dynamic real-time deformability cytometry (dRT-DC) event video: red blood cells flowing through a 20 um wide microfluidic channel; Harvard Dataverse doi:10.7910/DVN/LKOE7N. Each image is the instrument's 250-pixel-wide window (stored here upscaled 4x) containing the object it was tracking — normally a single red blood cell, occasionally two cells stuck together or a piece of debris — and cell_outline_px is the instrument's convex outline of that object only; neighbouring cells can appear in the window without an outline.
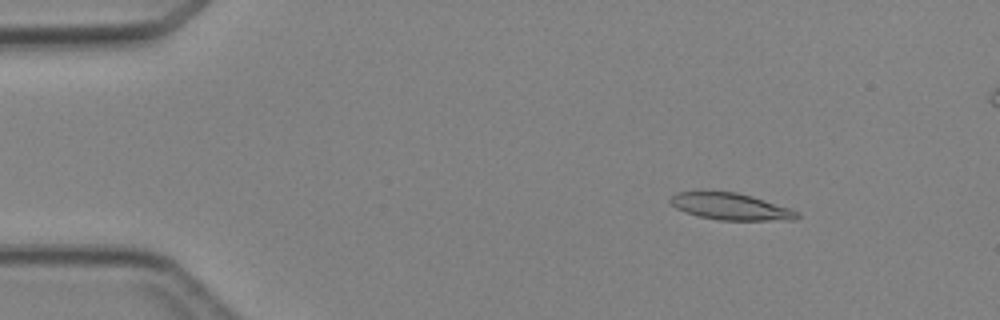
{"species": "Egyptian fruit bat (a non-hibernating species)", "species_latin": "Rousettus aegyptiacus", "temperature_condition": "cold", "stored_images_in_passage": 3, "camera_frame_rate_fps": 3000, "um_per_image_px": 0.085, "animal": {"sex": "female"}, "frame": {"image": 1, "passage_image": 1, "time_ms": 0.0, "image_size_px": [1000, 320], "cell_outline_px": [[800, 216], [796, 220], [720, 220], [700, 216], [676, 208], [668, 200], [676, 192], [700, 188], [736, 192], [752, 196], [792, 208], [800, 212]], "centroid_in_image_um": [62.09, 17.5], "position_along_channel_um": 22.9, "area_um2": 20.52}}